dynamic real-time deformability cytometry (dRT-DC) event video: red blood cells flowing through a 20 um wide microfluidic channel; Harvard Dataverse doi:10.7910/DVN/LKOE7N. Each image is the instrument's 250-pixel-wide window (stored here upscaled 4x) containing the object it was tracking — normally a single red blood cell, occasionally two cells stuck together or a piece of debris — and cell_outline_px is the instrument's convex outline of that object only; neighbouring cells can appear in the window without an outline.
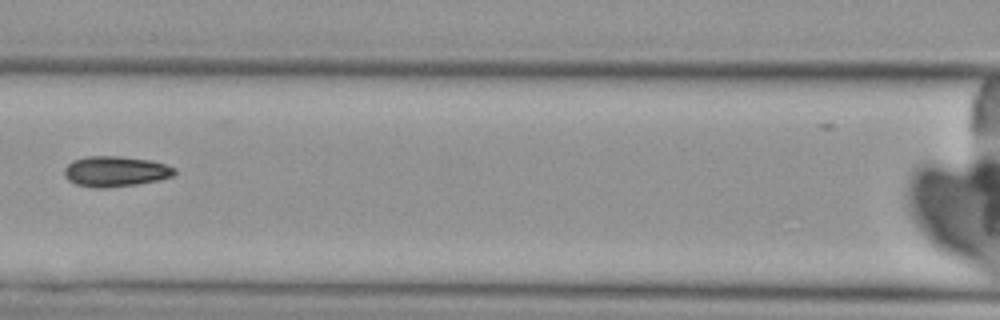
{"species": "Egyptian fruit bat (a non-hibernating species)", "species_latin": "Rousettus aegyptiacus", "temperature_condition": "cold", "stored_images_in_passage": 7, "camera_frame_rate_fps": 3000, "um_per_image_px": 0.085, "animal": {"sex": "female"}, "frame": {"image": 1, "passage_image": 6, "time_ms": 8.667, "image_size_px": [1000, 320], "cell_outline_px": [[176, 172], [172, 176], [160, 180], [136, 184], [104, 188], [96, 188], [76, 184], [68, 180], [64, 176], [64, 168], [72, 160], [88, 156], [120, 156], [152, 160], [176, 168]], "centroid_in_image_um": [9.81, 14.56], "position_along_channel_um": 156.8, "area_um2": 19.65}}